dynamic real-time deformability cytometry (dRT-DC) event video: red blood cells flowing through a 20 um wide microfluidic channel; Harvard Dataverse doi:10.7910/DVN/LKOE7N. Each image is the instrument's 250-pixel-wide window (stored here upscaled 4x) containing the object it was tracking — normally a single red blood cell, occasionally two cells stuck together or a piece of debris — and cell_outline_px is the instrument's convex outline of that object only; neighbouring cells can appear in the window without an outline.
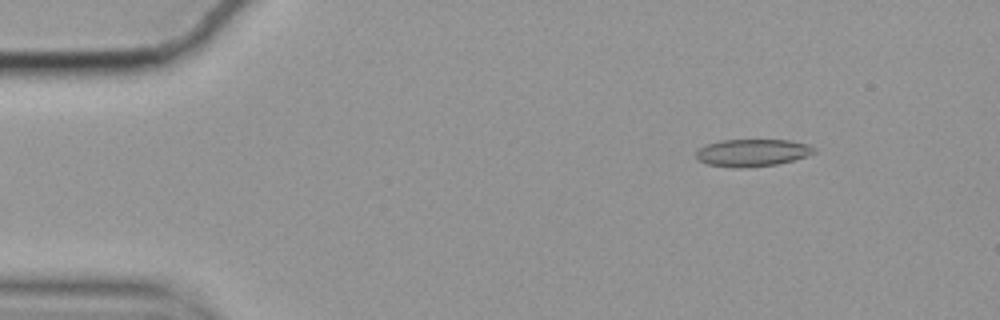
{"species": "common noctule bat (a hibernating species)", "species_latin": "Nyctalus noctula", "temperature_condition": "cold", "stored_images_in_passage": 57, "camera_frame_rate_fps": 3000, "um_per_image_px": 0.085, "animal": {"sex": "female", "body_mass_g": 19.9}, "frame": {"image": 1, "passage_image": 7, "time_ms": 2.0, "image_size_px": [1000, 320], "cell_outline_px": [[816, 152], [792, 160], [776, 164], [740, 168], [736, 168], [708, 164], [696, 160], [696, 152], [704, 144], [720, 140], [792, 140], [808, 144], [816, 148]], "centroid_in_image_um": [63.92, 12.97], "position_along_channel_um": 21.1, "area_um2": 18.79}}
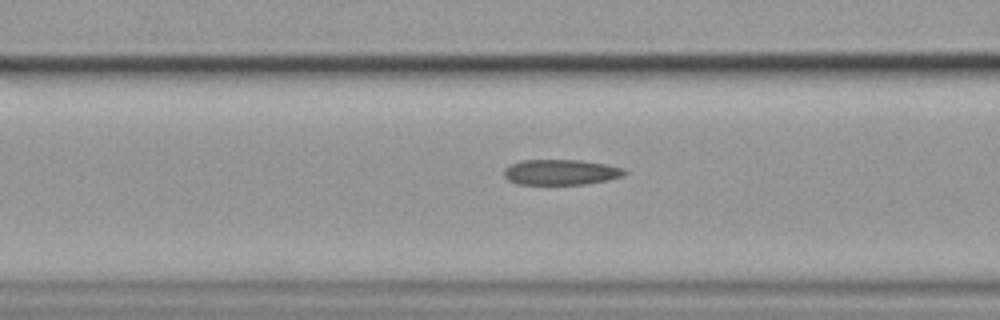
{"frame": {"image": 2, "passage_image": 22, "time_ms": 7.0, "image_size_px": [1000, 320], "cell_outline_px": [[628, 172], [624, 176], [608, 180], [584, 184], [516, 184], [508, 180], [504, 176], [504, 168], [508, 164], [520, 160], [580, 160], [608, 164], [624, 168]], "centroid_in_image_um": [47.67, 14.63], "position_along_channel_um": 118.9, "area_um2": 18.15}}
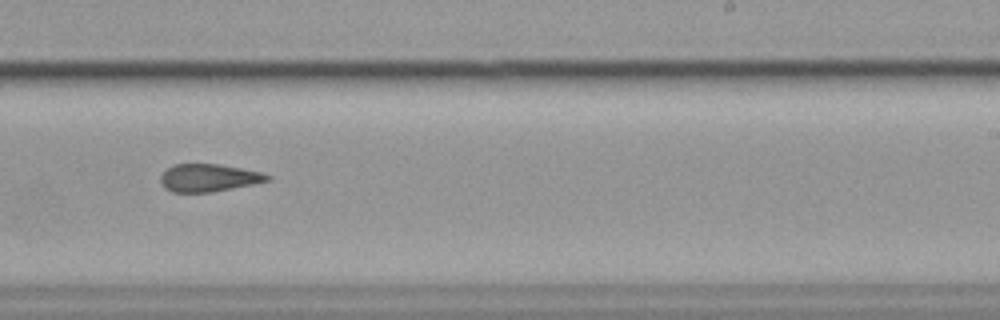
{"frame": {"image": 3, "passage_image": 35, "time_ms": 11.333, "image_size_px": [1000, 320], "cell_outline_px": [[272, 180], [212, 192], [172, 192], [164, 188], [160, 180], [160, 176], [172, 164], [220, 164], [260, 172], [272, 176]], "centroid_in_image_um": [17.73, 15.11], "position_along_channel_um": 271.3, "area_um2": 17.17}, "authors_computed_cell_mechanics": {"area_um2": 18.496, "velocity_mm_per_s": 3.523, "shape_relaxation_time_tau1_ms": 8.0033, "shape_relaxation_time_tau2_ms": 3.3997, "deformation_change_tau1": 0.1662, "deformation_change_tau2": 0.1245}}